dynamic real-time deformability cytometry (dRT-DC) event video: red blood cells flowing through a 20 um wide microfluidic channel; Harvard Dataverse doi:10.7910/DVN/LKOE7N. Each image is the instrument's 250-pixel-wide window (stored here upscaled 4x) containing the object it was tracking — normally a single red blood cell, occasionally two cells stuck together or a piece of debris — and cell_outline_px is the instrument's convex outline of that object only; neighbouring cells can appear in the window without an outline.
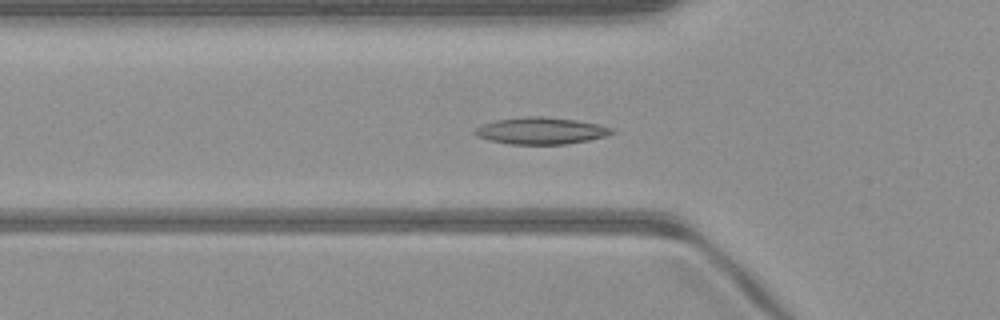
{"species": "common noctule bat (a hibernating species)", "species_latin": "Nyctalus noctula", "temperature_condition": "warm", "stored_images_in_passage": 50, "camera_frame_rate_fps": 3000, "um_per_image_px": 0.085, "animal": {"sex": "male", "body_mass_g": 23.1, "forearm_length_mm": 52.7}, "frame": {"image": 1, "passage_image": 17, "time_ms": 5.333, "image_size_px": [1000, 320], "cell_outline_px": [[616, 132], [608, 136], [568, 144], [508, 144], [488, 140], [476, 136], [472, 132], [476, 128], [492, 120], [524, 116], [544, 116], [576, 120], [600, 124], [616, 128]], "centroid_in_image_um": [46.01, 11.11], "position_along_channel_um": 79.8, "area_um2": 21.85}}
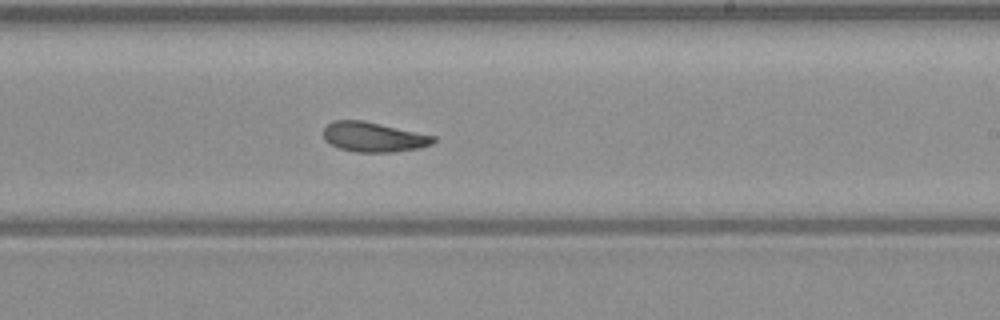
{"frame": {"image": 2, "passage_image": 30, "time_ms": 9.667, "image_size_px": [1000, 320], "cell_outline_px": [[436, 140], [432, 144], [420, 148], [396, 152], [356, 152], [340, 148], [324, 140], [324, 128], [332, 120], [364, 120], [436, 136]], "centroid_in_image_um": [31.78, 11.64], "position_along_channel_um": 257.2, "area_um2": 19.19}}
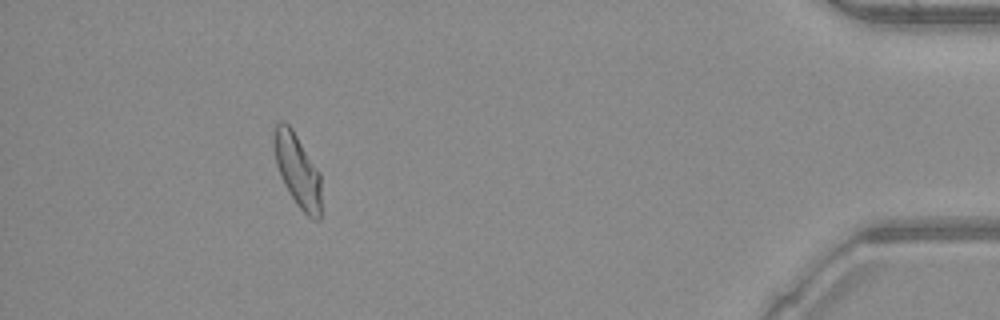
{"frame": {"image": 3, "passage_image": 46, "time_ms": 15.0, "image_size_px": [1000, 320], "cell_outline_px": [[320, 220], [316, 220], [308, 216], [296, 204], [288, 192], [280, 176], [276, 164], [272, 140], [272, 132], [276, 124], [280, 120], [284, 120], [292, 128], [320, 172]], "centroid_in_image_um": [25.25, 14.43], "position_along_channel_um": 410.0, "area_um2": 20.35}, "authors_computed_cell_mechanics": {"area_um2": 20.3456, "velocity_mm_per_s": 4.0816, "shape_relaxation_time_tau1_ms": null, "shape_relaxation_time_tau2_ms": 2.2422, "deformation_change_tau1": null, "deformation_change_tau2": 0.0844}}